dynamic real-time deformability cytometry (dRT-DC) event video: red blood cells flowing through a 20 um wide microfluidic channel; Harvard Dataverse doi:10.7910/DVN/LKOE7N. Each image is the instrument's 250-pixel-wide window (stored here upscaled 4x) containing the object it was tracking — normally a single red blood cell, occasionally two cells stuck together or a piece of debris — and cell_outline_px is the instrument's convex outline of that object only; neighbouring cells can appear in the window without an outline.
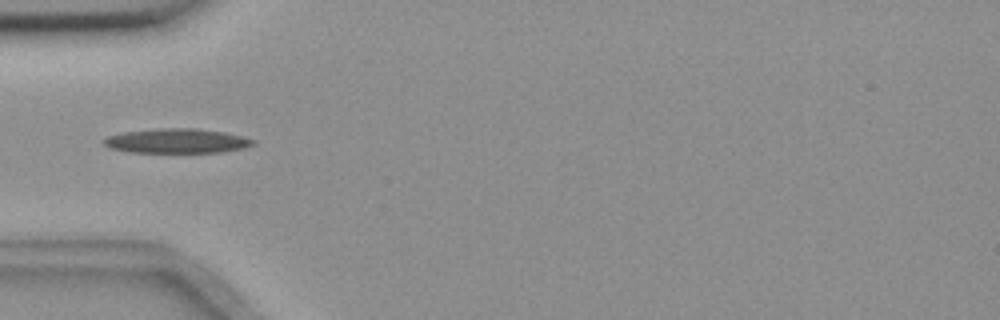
{"species": "common noctule bat (a hibernating species)", "species_latin": "Nyctalus noctula", "temperature_condition": "room temperature", "stored_images_in_passage": 6, "camera_frame_rate_fps": 3000, "um_per_image_px": 0.085, "animal": {"sex": "female", "body_mass_g": 18.4}, "frame": {"image": 1, "passage_image": 4, "time_ms": 1.0, "image_size_px": [1000, 320], "cell_outline_px": [[256, 144], [244, 148], [220, 152], [128, 152], [108, 148], [100, 140], [108, 136], [124, 132], [160, 128], [196, 128], [224, 132], [256, 140]], "centroid_in_image_um": [15.01, 11.98], "position_along_channel_um": 70.0, "area_um2": 21.39}}
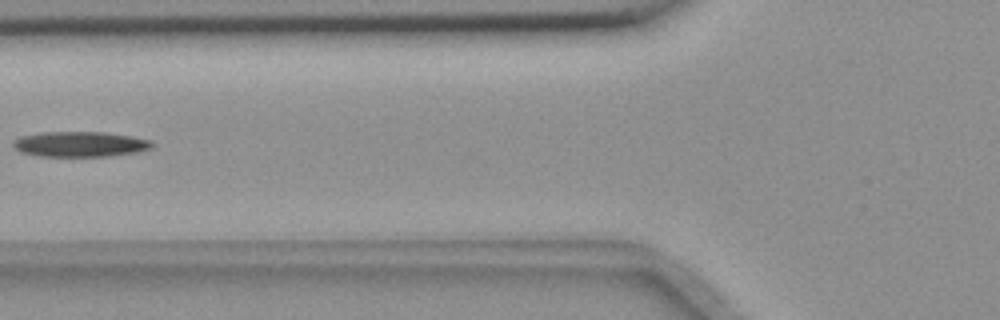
{"frame": {"image": 2, "passage_image": 5, "time_ms": 1.333, "image_size_px": [1000, 320], "cell_outline_px": [[156, 144], [152, 148], [140, 152], [108, 156], [40, 156], [20, 152], [12, 144], [12, 140], [20, 136], [40, 132], [104, 132], [152, 140]], "centroid_in_image_um": [6.82, 12.25], "position_along_channel_um": 119.0, "area_um2": 20.63}}
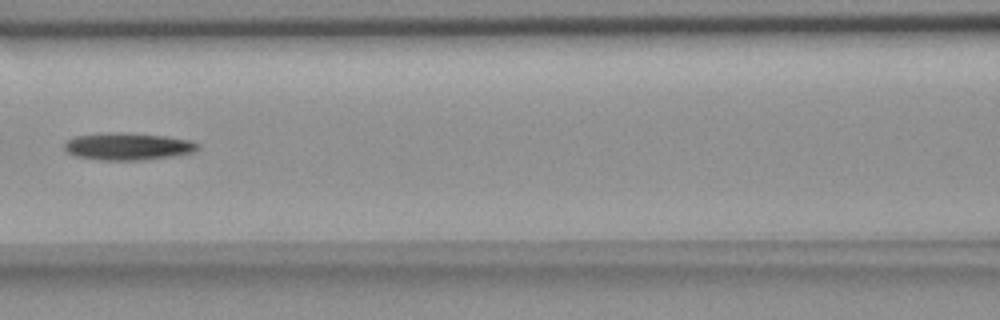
{"frame": {"image": 3, "passage_image": 6, "time_ms": 1.667, "image_size_px": [1000, 320], "cell_outline_px": [[200, 148], [192, 152], [172, 156], [140, 160], [100, 160], [76, 156], [68, 152], [64, 148], [64, 144], [68, 140], [76, 136], [164, 136], [192, 140], [200, 144]], "centroid_in_image_um": [10.95, 12.51], "position_along_channel_um": 155.7, "area_um2": 19.65}}